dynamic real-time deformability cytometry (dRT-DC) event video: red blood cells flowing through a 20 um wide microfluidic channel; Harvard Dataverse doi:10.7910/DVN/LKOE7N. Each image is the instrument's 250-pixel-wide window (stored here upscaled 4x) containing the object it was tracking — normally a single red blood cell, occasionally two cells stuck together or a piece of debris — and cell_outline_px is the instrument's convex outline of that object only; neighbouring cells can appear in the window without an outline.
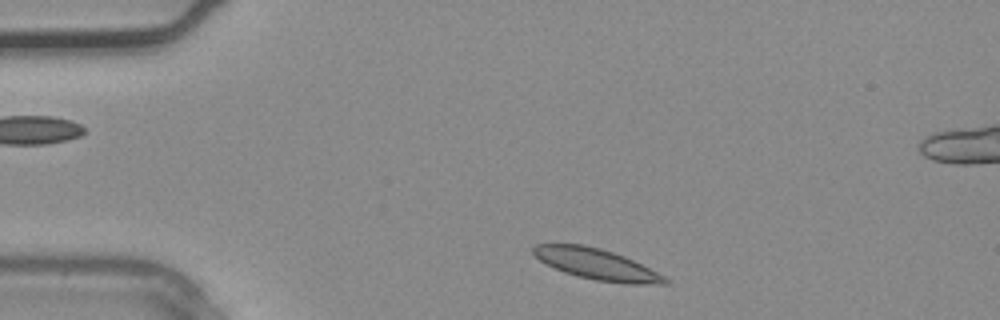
{"species": "common noctule bat (a hibernating species)", "species_latin": "Nyctalus noctula", "temperature_condition": "warm", "stored_images_in_passage": 4, "camera_frame_rate_fps": 3000, "um_per_image_px": 0.085, "animal": {"sex": "male", "body_mass_g": 20.4}, "frame": {"image": 1, "passage_image": 2, "time_ms": 0.333, "image_size_px": [1000, 320], "cell_outline_px": [[672, 284], [624, 284], [596, 280], [564, 272], [540, 260], [532, 252], [532, 248], [536, 244], [584, 244], [600, 248], [624, 256], [672, 280]], "centroid_in_image_um": [50.75, 22.46], "position_along_channel_um": 34.2, "area_um2": 23.47}}